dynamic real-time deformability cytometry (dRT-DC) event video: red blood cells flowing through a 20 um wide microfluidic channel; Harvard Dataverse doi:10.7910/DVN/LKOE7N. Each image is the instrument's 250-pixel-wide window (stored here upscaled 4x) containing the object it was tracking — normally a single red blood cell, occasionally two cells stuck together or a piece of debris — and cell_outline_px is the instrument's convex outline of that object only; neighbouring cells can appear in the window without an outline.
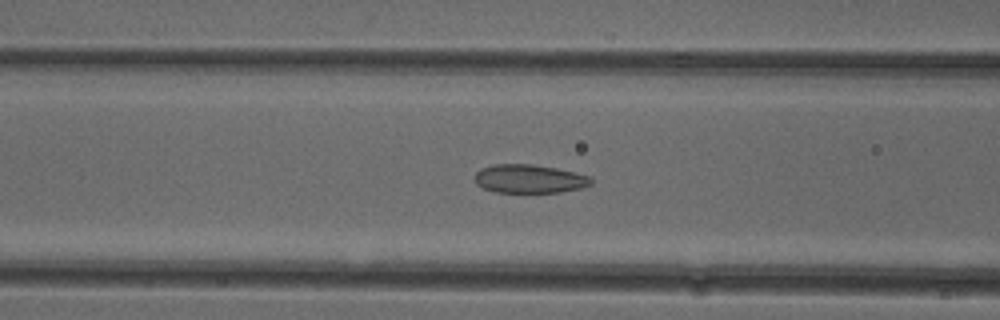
{"species": "common noctule bat (a hibernating species)", "species_latin": "Nyctalus noctula", "temperature_condition": "cold", "stored_images_in_passage": 52, "camera_frame_rate_fps": 3000, "um_per_image_px": 0.085, "animal": {"sex": "female"}, "frame": {"image": 1, "passage_image": 21, "time_ms": 6.667, "image_size_px": [1000, 320], "cell_outline_px": [[592, 184], [580, 188], [560, 192], [496, 192], [484, 188], [476, 184], [472, 176], [480, 168], [492, 164], [532, 164], [556, 168], [576, 172], [592, 176]], "centroid_in_image_um": [44.97, 15.19], "position_along_channel_um": 121.6, "area_um2": 19.59}}
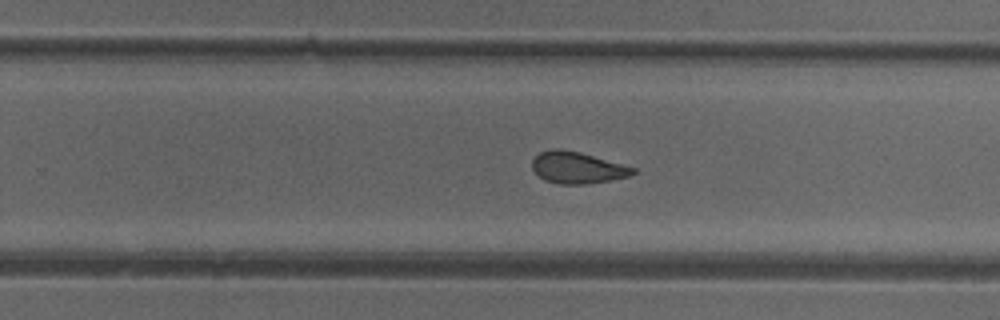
{"frame": {"image": 2, "passage_image": 33, "time_ms": 10.667, "image_size_px": [1000, 320], "cell_outline_px": [[636, 172], [628, 176], [608, 180], [584, 184], [560, 184], [544, 180], [532, 168], [532, 160], [540, 152], [552, 148], [560, 148], [580, 152], [636, 168]], "centroid_in_image_um": [49.04, 14.24], "position_along_channel_um": 280.8, "area_um2": 18.38}}
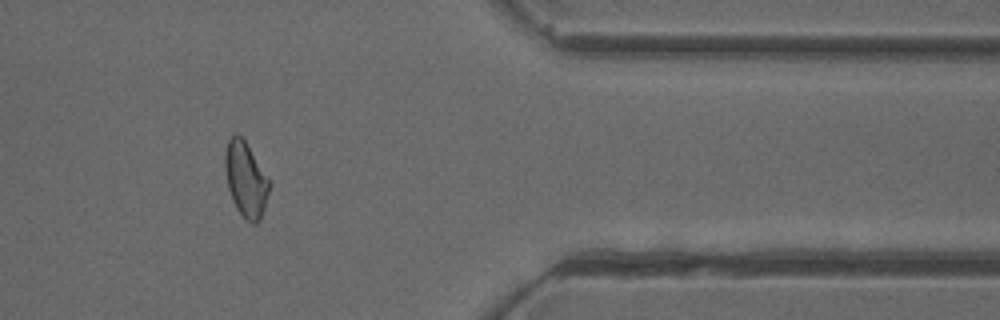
{"frame": {"image": 3, "passage_image": 43, "time_ms": 14.0, "image_size_px": [1000, 320], "cell_outline_px": [[272, 184], [260, 220], [256, 224], [252, 224], [236, 208], [232, 200], [228, 188], [224, 168], [224, 152], [228, 140], [236, 132], [244, 140]], "centroid_in_image_um": [20.88, 15.25], "position_along_channel_um": 390.5, "area_um2": 19.31}, "authors_computed_cell_mechanics": {"area_um2": 20.1433, "velocity_mm_per_s": 3.9831, "shape_relaxation_time_tau1_ms": null, "shape_relaxation_time_tau2_ms": 2.1169, "deformation_change_tau1": null, "deformation_change_tau2": 0.0745}}